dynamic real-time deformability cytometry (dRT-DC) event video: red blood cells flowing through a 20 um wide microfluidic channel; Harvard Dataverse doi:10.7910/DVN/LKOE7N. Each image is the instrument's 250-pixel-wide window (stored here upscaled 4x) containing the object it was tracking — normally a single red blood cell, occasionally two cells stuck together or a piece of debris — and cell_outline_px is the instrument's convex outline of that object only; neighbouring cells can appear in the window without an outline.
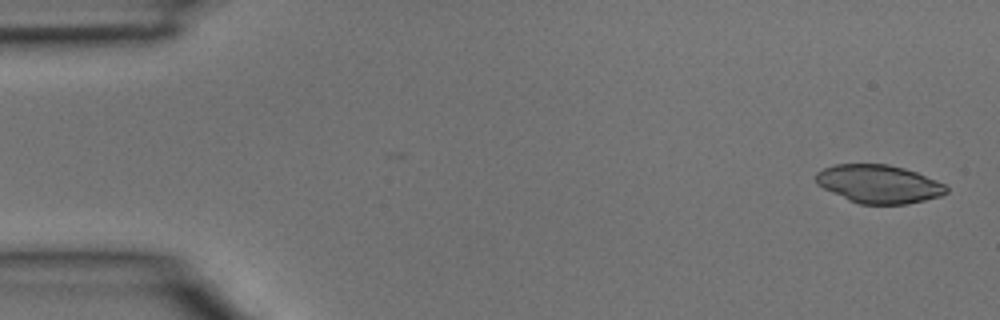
{"species": "common noctule bat (a hibernating species)", "species_latin": "Nyctalus noctula", "temperature_condition": "room temperature", "stored_images_in_passage": 4, "segment_of_instrument_passage": [1, 2], "camera_frame_rate_fps": 3000, "um_per_image_px": 0.085, "animal": {"sex": "male", "body_mass_g": 15.6}, "frame": {"image": 1, "passage_image": 1, "time_ms": 0.0, "image_size_px": [1000, 320], "cell_outline_px": [[948, 192], [940, 196], [924, 200], [904, 204], [860, 204], [848, 200], [816, 184], [816, 172], [824, 168], [836, 164], [888, 164], [904, 168], [916, 172], [936, 180], [944, 184], [948, 188]], "centroid_in_image_um": [74.69, 15.63], "position_along_channel_um": 10.3, "area_um2": 28.96}}
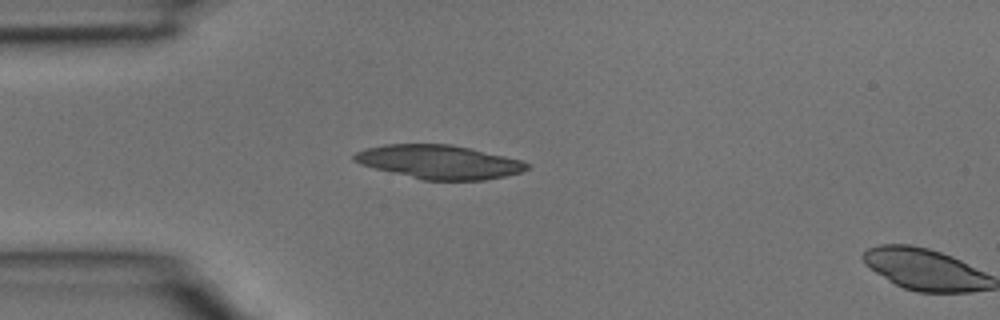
{"frame": {"image": 2, "passage_image": 3, "time_ms": 0.667, "image_size_px": [1000, 320], "cell_outline_px": [[528, 168], [520, 172], [504, 176], [484, 180], [424, 180], [360, 164], [352, 160], [352, 156], [356, 152], [368, 148], [384, 144], [452, 144], [504, 156], [520, 160], [528, 164]], "centroid_in_image_um": [37.3, 13.76], "position_along_channel_um": 47.7, "area_um2": 33.52}}